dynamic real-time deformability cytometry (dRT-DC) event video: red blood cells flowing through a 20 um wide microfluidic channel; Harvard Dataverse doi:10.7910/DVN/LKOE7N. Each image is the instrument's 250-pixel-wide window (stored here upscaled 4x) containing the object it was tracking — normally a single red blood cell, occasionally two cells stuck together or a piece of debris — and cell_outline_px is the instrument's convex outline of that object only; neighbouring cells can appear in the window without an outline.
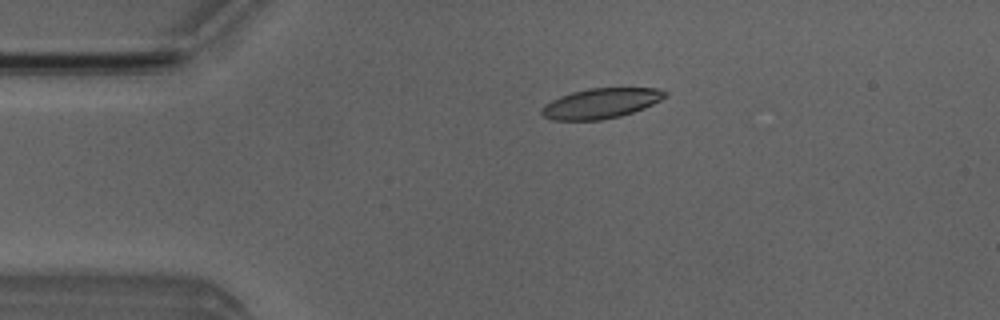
{"species": "Egyptian fruit bat (a non-hibernating species)", "species_latin": "Rousettus aegyptiacus", "temperature_condition": "room temperature", "stored_images_in_passage": 5, "camera_frame_rate_fps": 3000, "um_per_image_px": 0.085, "animal": {"sex": "male"}, "frame": {"image": 1, "passage_image": 4, "time_ms": 3.333, "image_size_px": [1000, 320], "cell_outline_px": [[668, 96], [644, 108], [620, 116], [600, 120], [552, 120], [544, 116], [540, 112], [540, 108], [544, 104], [560, 96], [572, 92], [588, 88], [656, 88], [668, 92]], "centroid_in_image_um": [51.06, 8.78], "position_along_channel_um": 33.9, "area_um2": 21.68}}